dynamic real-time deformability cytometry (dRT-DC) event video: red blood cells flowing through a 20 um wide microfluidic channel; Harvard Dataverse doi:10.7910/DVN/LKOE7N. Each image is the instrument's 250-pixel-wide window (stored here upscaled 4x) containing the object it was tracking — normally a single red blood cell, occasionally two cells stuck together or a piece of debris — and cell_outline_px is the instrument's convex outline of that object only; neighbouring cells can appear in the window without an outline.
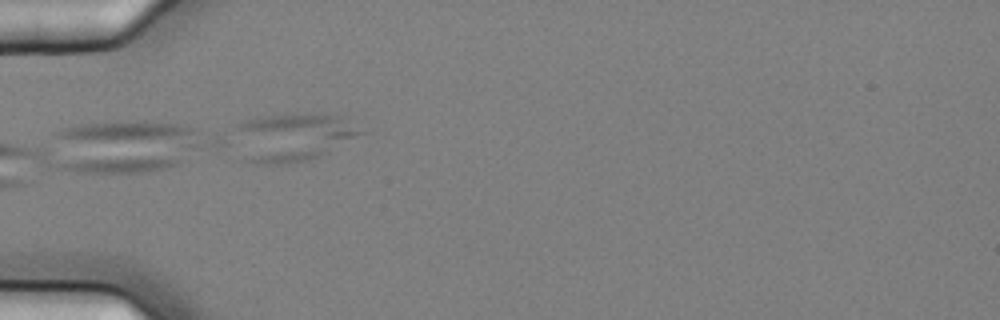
{"species": "common noctule bat (a hibernating species)", "species_latin": "Nyctalus noctula", "temperature_condition": "cold", "stored_images_in_passage": 2, "camera_frame_rate_fps": 3000, "um_per_image_px": 0.085, "animal": {"sex": "female", "body_mass_g": 25.1}, "frame": {"image": 1, "passage_image": 1, "time_ms": 0.0, "image_size_px": [1000, 320], "cell_outline_px": [[364, 132], [328, 152], [320, 156], [308, 160], [280, 164], [260, 164], [240, 160], [240, 124], [248, 120], [264, 116], [308, 112], [336, 116]], "centroid_in_image_um": [24.87, 11.67], "position_along_channel_um": 60.1, "area_um2": 34.33}}